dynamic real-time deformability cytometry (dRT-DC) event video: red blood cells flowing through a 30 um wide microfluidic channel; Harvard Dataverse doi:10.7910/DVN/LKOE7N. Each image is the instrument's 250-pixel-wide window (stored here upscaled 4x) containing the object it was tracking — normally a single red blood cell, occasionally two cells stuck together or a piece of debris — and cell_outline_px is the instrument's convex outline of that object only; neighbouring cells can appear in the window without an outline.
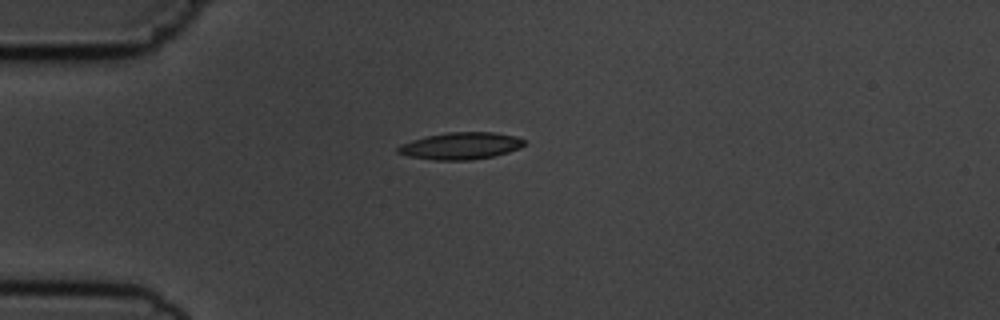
{"species": "common noctule bat (a hibernating species)", "species_latin": "Nyctalus noctula", "temperature_condition": "cold", "stored_images_in_passage": 2, "camera_frame_rate_fps": 3000, "um_per_image_px": 0.085, "animal": {"sex": "male", "body_mass_g": 19.5, "forearm_length_mm": 54.6}, "frame": {"image": 1, "passage_image": 1, "time_ms": 0.0, "image_size_px": [1000, 320], "cell_outline_px": [[524, 144], [520, 148], [508, 152], [492, 156], [468, 160], [432, 160], [408, 156], [396, 152], [396, 148], [400, 144], [412, 140], [428, 136], [448, 132], [492, 132], [512, 136], [524, 140]], "centroid_in_image_um": [39.1, 12.4], "position_along_channel_um": 45.9, "area_um2": 19.65}}